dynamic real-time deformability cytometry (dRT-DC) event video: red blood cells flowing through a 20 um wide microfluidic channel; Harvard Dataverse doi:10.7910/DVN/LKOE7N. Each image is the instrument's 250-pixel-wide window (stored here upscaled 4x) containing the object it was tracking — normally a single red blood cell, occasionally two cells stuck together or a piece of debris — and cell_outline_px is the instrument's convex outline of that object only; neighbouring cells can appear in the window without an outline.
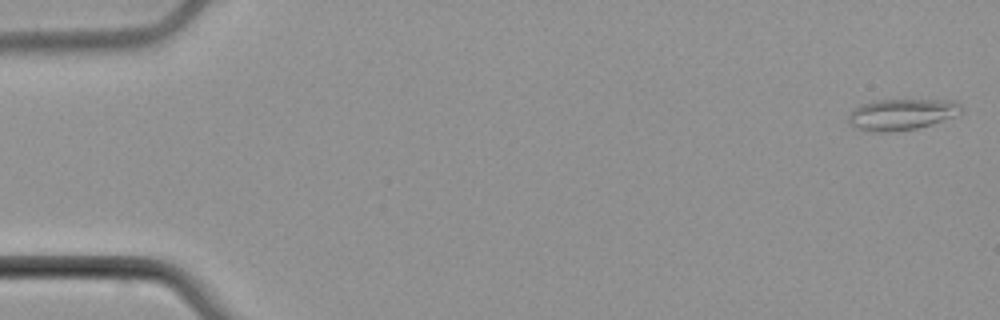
{"species": "common noctule bat (a hibernating species)", "species_latin": "Nyctalus noctula", "temperature_condition": "cold", "stored_images_in_passage": 5, "camera_frame_rate_fps": 3000, "um_per_image_px": 0.085, "animal": {"sex": "male", "body_mass_g": 21.5, "forearm_length_mm": 52.0}, "frame": {"image": 1, "passage_image": 1, "time_ms": 0.0, "image_size_px": [1000, 320], "cell_outline_px": [[964, 108], [960, 112], [952, 116], [916, 128], [888, 132], [876, 132], [856, 128], [848, 124], [848, 116], [852, 108], [860, 104], [876, 100], [956, 100]], "centroid_in_image_um": [76.57, 9.7], "position_along_channel_um": 8.4, "area_um2": 20.35}}